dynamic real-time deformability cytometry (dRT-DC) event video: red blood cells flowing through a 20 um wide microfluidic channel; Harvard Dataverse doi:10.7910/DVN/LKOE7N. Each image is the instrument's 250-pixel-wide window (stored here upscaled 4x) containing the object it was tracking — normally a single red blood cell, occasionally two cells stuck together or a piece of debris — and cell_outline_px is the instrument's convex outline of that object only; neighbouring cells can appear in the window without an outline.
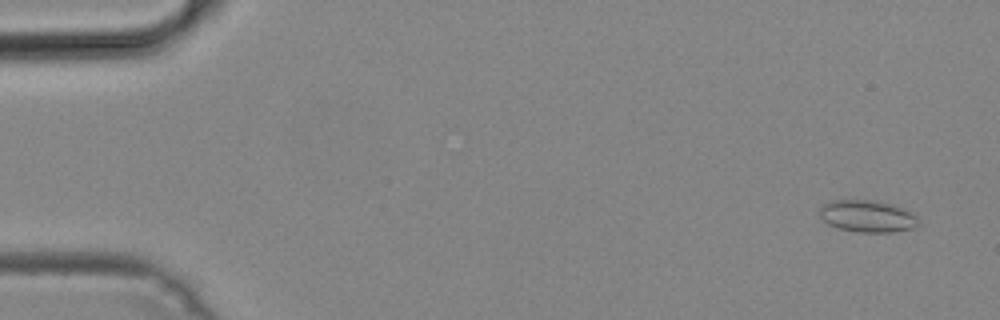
{"species": "common noctule bat (a hibernating species)", "species_latin": "Nyctalus noctula", "temperature_condition": "cold", "stored_images_in_passage": 51, "camera_frame_rate_fps": 3000, "um_per_image_px": 0.085, "animal": {"sex": "male", "body_mass_g": 19.2, "forearm_length_mm": 51.8}, "frame": {"image": 1, "passage_image": 3, "time_ms": 0.667, "image_size_px": [1000, 320], "cell_outline_px": [[920, 224], [912, 228], [896, 232], [860, 232], [836, 228], [828, 224], [820, 216], [820, 204], [832, 200], [876, 200], [892, 204], [904, 208], [916, 216]], "centroid_in_image_um": [73.72, 18.37], "position_along_channel_um": 11.3, "area_um2": 18.61}}
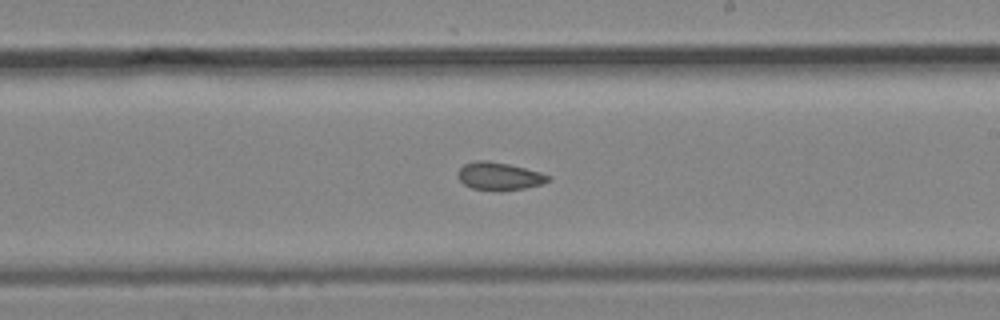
{"frame": {"image": 2, "passage_image": 30, "time_ms": 9.667, "image_size_px": [1000, 320], "cell_outline_px": [[548, 180], [540, 184], [524, 188], [500, 192], [496, 192], [472, 188], [464, 184], [460, 180], [456, 172], [464, 164], [476, 160], [488, 160], [508, 164], [540, 172], [548, 176]], "centroid_in_image_um": [42.36, 14.99], "position_along_channel_um": 246.6, "area_um2": 14.62}}
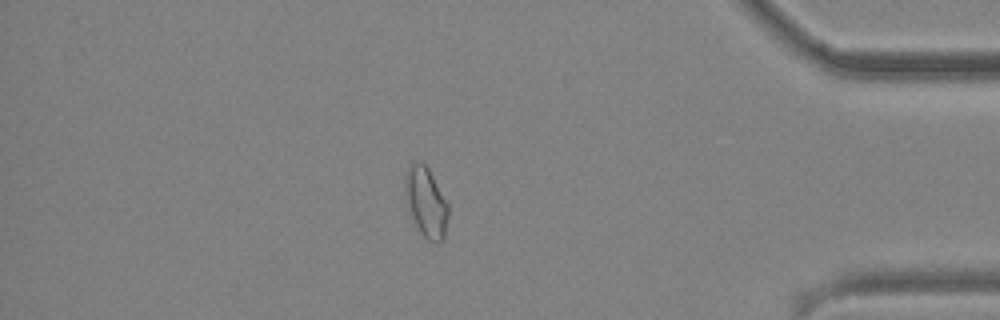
{"frame": {"image": 3, "passage_image": 44, "time_ms": 14.333, "image_size_px": [1000, 320], "cell_outline_px": [[448, 216], [444, 240], [440, 244], [428, 240], [420, 232], [404, 200], [404, 176], [412, 160], [420, 160], [428, 168], [448, 204]], "centroid_in_image_um": [36.19, 17.17], "position_along_channel_um": 399.0, "area_um2": 17.86}}